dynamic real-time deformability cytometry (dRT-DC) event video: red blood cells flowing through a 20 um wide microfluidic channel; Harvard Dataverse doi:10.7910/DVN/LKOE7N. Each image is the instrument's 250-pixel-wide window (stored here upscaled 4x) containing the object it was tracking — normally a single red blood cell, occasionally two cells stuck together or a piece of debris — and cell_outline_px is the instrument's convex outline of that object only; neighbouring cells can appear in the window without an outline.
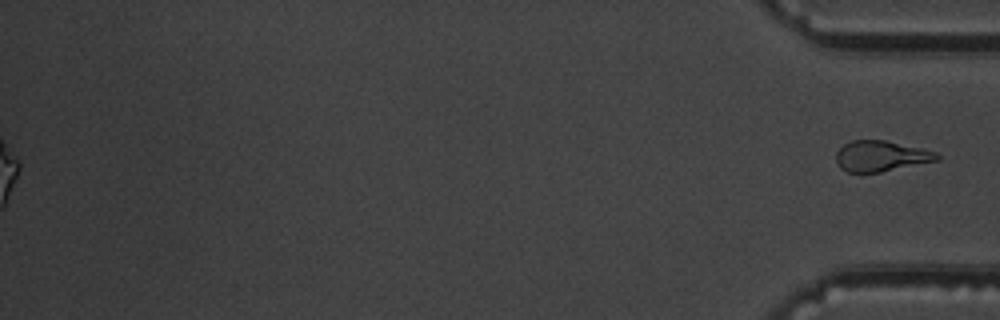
{"species": "common noctule bat (a hibernating species)", "species_latin": "Nyctalus noctula", "temperature_condition": "warm", "stored_images_in_passage": 55, "segment_of_instrument_passage": [2, 2], "camera_frame_rate_fps": 3000, "um_per_image_px": 0.085, "animal": {"sex": "male", "body_mass_g": 19.5, "forearm_length_mm": 54.6}, "frame": {"image": 1, "passage_image": 55, "time_ms": 18.0, "image_size_px": [1000, 320], "cell_outline_px": [[940, 160], [880, 172], [848, 172], [840, 168], [836, 160], [836, 152], [844, 144], [852, 140], [884, 140], [920, 148], [936, 152], [940, 156]], "centroid_in_image_um": [74.88, 13.27], "position_along_channel_um": 360.3, "area_um2": 17.92}}